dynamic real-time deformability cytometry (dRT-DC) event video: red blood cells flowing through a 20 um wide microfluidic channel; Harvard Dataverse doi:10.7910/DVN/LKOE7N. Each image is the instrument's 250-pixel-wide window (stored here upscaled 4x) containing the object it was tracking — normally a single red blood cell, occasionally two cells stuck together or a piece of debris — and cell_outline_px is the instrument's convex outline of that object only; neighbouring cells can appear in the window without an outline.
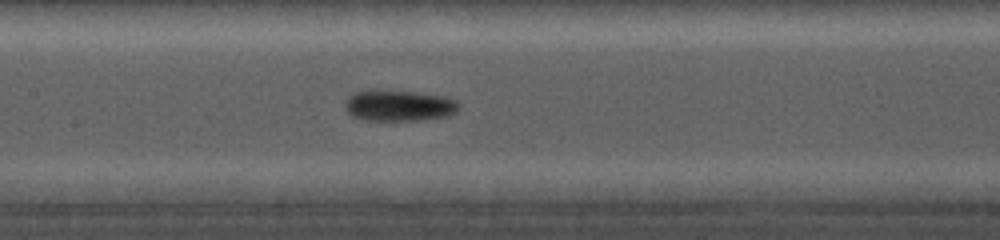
{"species": "common noctule bat (a hibernating species)", "species_latin": "Nyctalus noctula", "temperature_condition": "cold", "stored_images_in_passage": 14, "camera_frame_rate_fps": 5000, "um_per_image_px": 0.085, "animal": {"sex": "female", "body_mass_g": 19.0, "forearm_length_mm": 56.7}, "frame": {"image": 1, "passage_image": 14, "time_ms": 8.0, "image_size_px": [1000, 240], "cell_outline_px": [[460, 104], [456, 112], [448, 116], [424, 120], [368, 120], [352, 116], [344, 108], [344, 104], [348, 96], [352, 92], [372, 88], [376, 88], [412, 92], [444, 96], [456, 100]], "centroid_in_image_um": [33.87, 8.95], "position_along_channel_um": 173.5, "area_um2": 21.1}}